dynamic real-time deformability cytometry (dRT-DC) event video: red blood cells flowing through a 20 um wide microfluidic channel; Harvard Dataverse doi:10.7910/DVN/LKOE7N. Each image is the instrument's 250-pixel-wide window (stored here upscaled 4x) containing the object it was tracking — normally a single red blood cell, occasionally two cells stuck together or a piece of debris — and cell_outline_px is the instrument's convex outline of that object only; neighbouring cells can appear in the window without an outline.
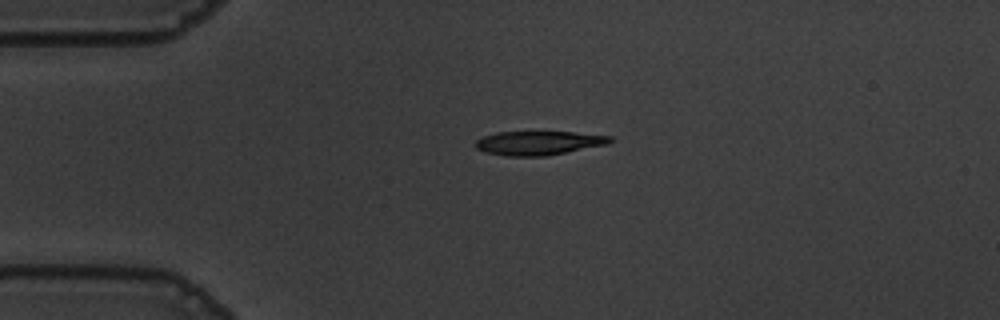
{"species": "common noctule bat (a hibernating species)", "species_latin": "Nyctalus noctula", "temperature_condition": "warm", "stored_images_in_passage": 44, "camera_frame_rate_fps": 3000, "um_per_image_px": 0.085, "animal": {"sex": "male", "body_mass_g": 19.5, "forearm_length_mm": 54.6}, "frame": {"image": 1, "passage_image": 1, "time_ms": 0.0, "image_size_px": [1000, 320], "cell_outline_px": [[616, 140], [608, 144], [548, 156], [504, 156], [484, 152], [476, 148], [476, 140], [484, 136], [496, 132], [576, 132], [612, 136]], "centroid_in_image_um": [45.83, 12.16], "position_along_channel_um": 39.2, "area_um2": 19.02}}
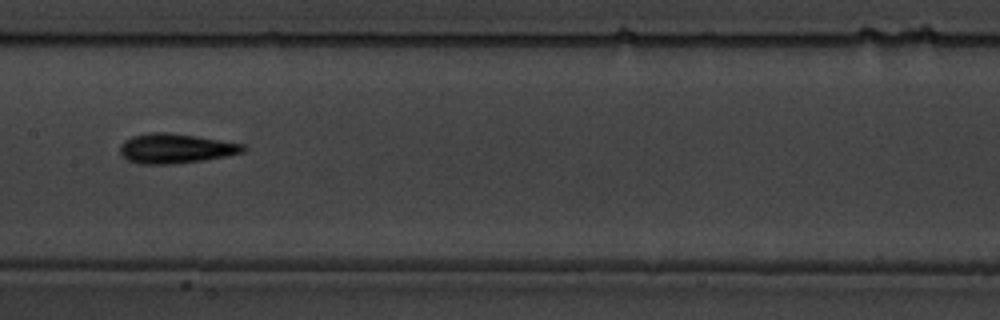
{"frame": {"image": 2, "passage_image": 16, "time_ms": 5.0, "image_size_px": [1000, 320], "cell_outline_px": [[248, 148], [244, 152], [204, 160], [172, 164], [140, 164], [128, 160], [120, 152], [120, 144], [124, 140], [132, 136], [148, 132], [168, 132], [196, 136], [244, 144]], "centroid_in_image_um": [14.92, 12.61], "position_along_channel_um": 192.5, "area_um2": 21.33}}
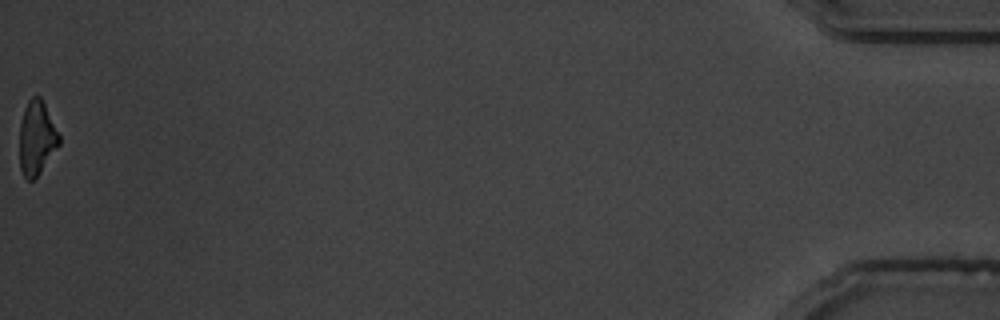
{"frame": {"image": 3, "passage_image": 44, "time_ms": 14.333, "image_size_px": [1000, 320], "cell_outline_px": [[60, 144], [40, 172], [32, 180], [28, 180], [24, 176], [20, 168], [20, 124], [24, 108], [28, 100], [32, 96], [40, 96], [60, 136]], "centroid_in_image_um": [3.11, 11.72], "position_along_channel_um": 432.1, "area_um2": 16.82}, "authors_computed_cell_mechanics": {"area_um2": 19.1318, "velocity_mm_per_s": 3.6361, "shape_relaxation_time_tau1_ms": 3.4623, "shape_relaxation_time_tau2_ms": 6.0496, "deformation_change_tau1": 0.1977, "deformation_change_tau2": 0.2004}}